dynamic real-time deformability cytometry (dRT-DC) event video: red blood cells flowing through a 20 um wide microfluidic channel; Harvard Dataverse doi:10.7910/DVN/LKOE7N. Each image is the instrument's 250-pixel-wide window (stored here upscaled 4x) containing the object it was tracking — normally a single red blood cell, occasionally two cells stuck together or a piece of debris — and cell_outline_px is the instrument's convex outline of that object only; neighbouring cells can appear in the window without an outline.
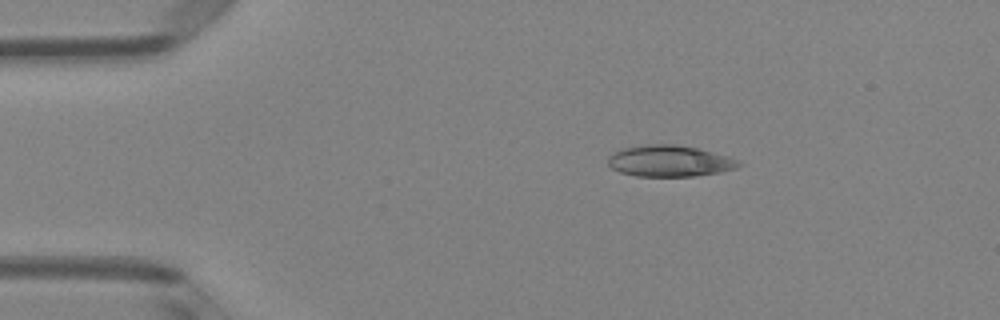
{"species": "Egyptian fruit bat (a non-hibernating species)", "species_latin": "Rousettus aegyptiacus", "temperature_condition": "room temperature", "stored_images_in_passage": 42, "camera_frame_rate_fps": 3000, "um_per_image_px": 0.085, "animal": {"sex": "female"}, "frame": {"image": 1, "passage_image": 1, "time_ms": 0.0, "image_size_px": [1000, 320], "cell_outline_px": [[740, 164], [736, 168], [720, 172], [696, 176], [636, 176], [620, 172], [612, 168], [608, 164], [608, 156], [612, 152], [620, 148], [648, 144], [672, 144], [700, 148], [728, 156], [740, 160]], "centroid_in_image_um": [56.9, 13.67], "position_along_channel_um": 28.1, "area_um2": 24.04}}
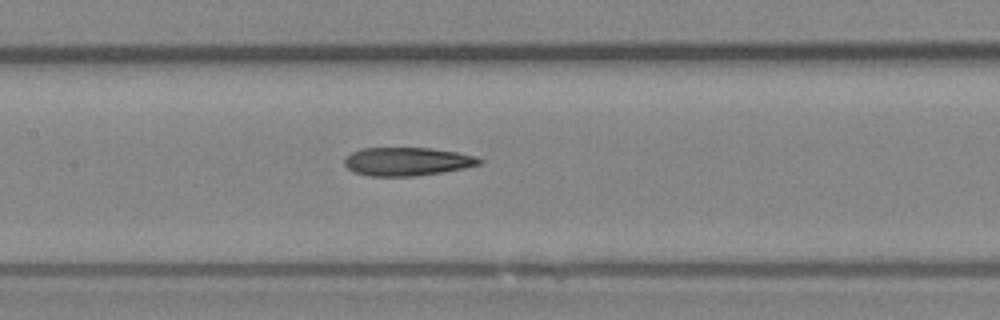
{"frame": {"image": 2, "passage_image": 16, "time_ms": 5.0, "image_size_px": [1000, 320], "cell_outline_px": [[484, 160], [480, 164], [464, 168], [416, 176], [368, 176], [356, 172], [348, 168], [344, 164], [344, 160], [352, 152], [360, 148], [428, 148], [456, 152], [476, 156]], "centroid_in_image_um": [34.61, 13.72], "position_along_channel_um": 172.8, "area_um2": 22.14}}
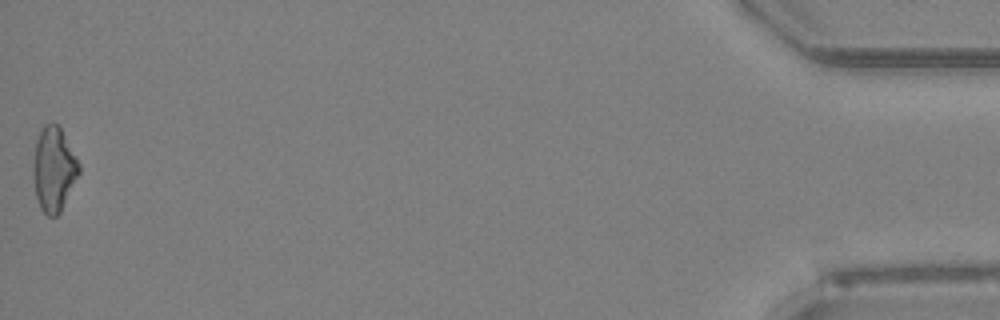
{"frame": {"image": 3, "passage_image": 42, "time_ms": 13.667, "image_size_px": [1000, 320], "cell_outline_px": [[80, 172], [60, 212], [56, 216], [48, 216], [40, 208], [36, 196], [32, 172], [32, 168], [36, 140], [40, 128], [44, 124], [56, 124], [60, 128], [80, 164]], "centroid_in_image_um": [4.55, 14.38], "position_along_channel_um": 430.6, "area_um2": 22.37}, "authors_computed_cell_mechanics": {"area_um2": 22.4264, "velocity_mm_per_s": 4.0944, "shape_relaxation_time_tau1_ms": null, "shape_relaxation_time_tau2_ms": 2.765, "deformation_change_tau1": null, "deformation_change_tau2": 0.1354}}